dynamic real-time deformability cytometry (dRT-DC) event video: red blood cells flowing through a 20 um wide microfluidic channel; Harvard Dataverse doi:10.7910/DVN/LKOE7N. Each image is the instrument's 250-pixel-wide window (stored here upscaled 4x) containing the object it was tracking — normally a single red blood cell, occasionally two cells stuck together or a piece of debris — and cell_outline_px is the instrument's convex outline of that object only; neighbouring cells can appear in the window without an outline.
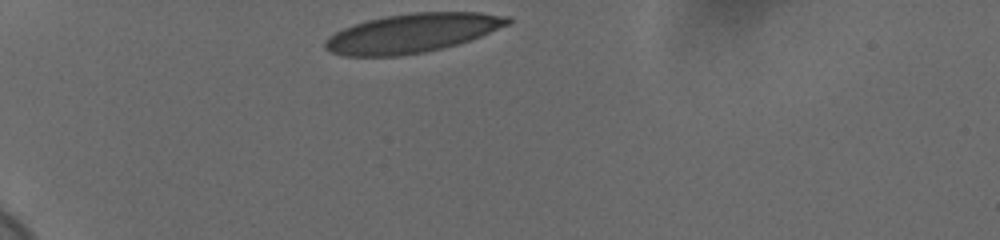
{"species": "human", "species_latin": "Homo sapiens", "temperature_condition": "cold", "stored_images_in_passage": 33, "camera_frame_rate_fps": 3000, "um_per_image_px": 0.085, "donor": {"sex": "female"}, "frame": {"image": 1, "passage_image": 1, "time_ms": 0.0, "image_size_px": [1000, 240], "cell_outline_px": [[512, 24], [480, 36], [456, 44], [424, 52], [400, 56], [344, 56], [328, 52], [324, 48], [324, 40], [328, 36], [344, 28], [368, 20], [384, 16], [412, 12], [480, 12], [512, 16]], "centroid_in_image_um": [35.05, 2.81], "position_along_channel_um": 49.9, "area_um2": 41.67}}
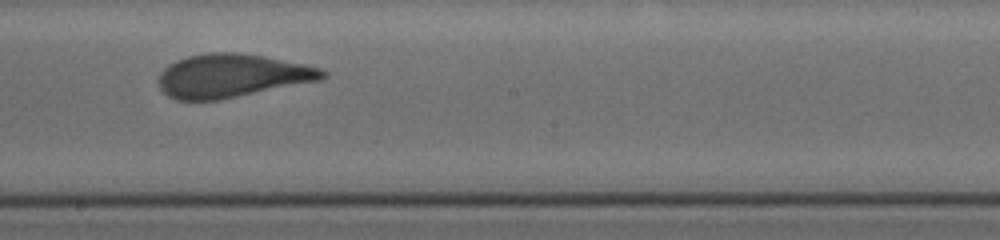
{"frame": {"image": 2, "passage_image": 19, "time_ms": 6.0, "image_size_px": [1000, 240], "cell_outline_px": [[328, 76], [320, 80], [220, 100], [176, 100], [168, 96], [160, 88], [160, 72], [168, 64], [176, 60], [188, 56], [208, 52], [236, 52], [264, 56], [304, 64], [320, 68], [328, 72]], "centroid_in_image_um": [19.72, 6.43], "position_along_channel_um": 228.5, "area_um2": 41.5}}
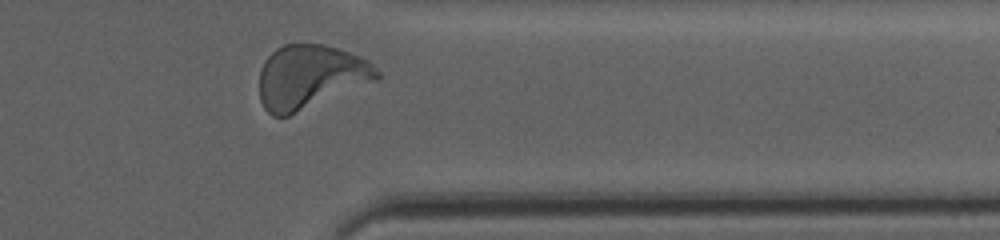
{"frame": {"image": 3, "passage_image": 32, "time_ms": 10.333, "image_size_px": [1000, 240], "cell_outline_px": [[380, 76], [376, 80], [288, 116], [272, 116], [264, 108], [260, 100], [260, 68], [264, 60], [276, 48], [284, 44], [324, 44], [360, 56], [368, 60], [380, 72]], "centroid_in_image_um": [26.35, 6.52], "position_along_channel_um": 385.1, "area_um2": 43.47}, "authors_computed_cell_mechanics": {"area_um2": 41.6738, "velocity_mm_per_s": 3.658, "shape_relaxation_time_tau1_ms": 4.2821, "shape_relaxation_time_tau2_ms": null, "deformation_change_tau1": 0.1708, "deformation_change_tau2": null}}